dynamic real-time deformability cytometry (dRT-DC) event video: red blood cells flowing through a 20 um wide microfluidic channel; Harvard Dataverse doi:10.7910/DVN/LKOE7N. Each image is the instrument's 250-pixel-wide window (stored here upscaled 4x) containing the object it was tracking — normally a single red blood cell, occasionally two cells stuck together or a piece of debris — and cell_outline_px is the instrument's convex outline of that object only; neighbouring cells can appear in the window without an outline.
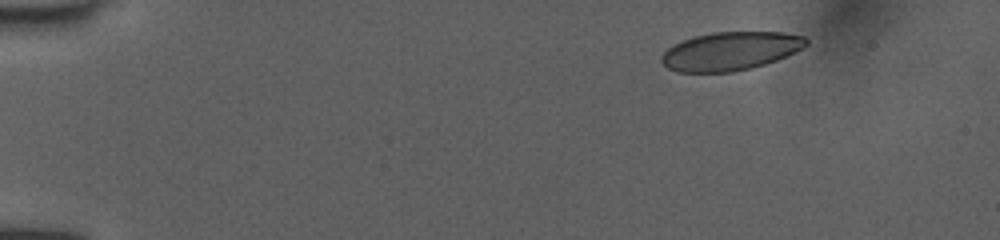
{"species": "human", "species_latin": "Homo sapiens", "temperature_condition": "room temperature", "stored_images_in_passage": 28, "camera_frame_rate_fps": 3000, "um_per_image_px": 0.085, "donor": {"sex": "female"}, "frame": {"image": 1, "passage_image": 1, "time_ms": 0.0, "image_size_px": [1000, 240], "cell_outline_px": [[808, 44], [776, 60], [752, 68], [732, 72], [680, 72], [668, 68], [660, 60], [660, 56], [668, 48], [692, 36], [712, 32], [780, 32], [804, 36], [808, 40]], "centroid_in_image_um": [62.05, 4.34], "position_along_channel_um": 22.9, "area_um2": 32.14}}
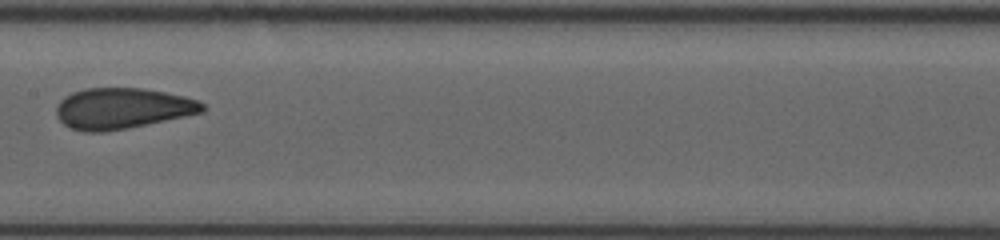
{"frame": {"image": 2, "passage_image": 14, "time_ms": 4.333, "image_size_px": [1000, 240], "cell_outline_px": [[208, 108], [204, 112], [128, 128], [104, 132], [84, 132], [68, 128], [56, 116], [56, 104], [64, 96], [72, 92], [84, 88], [144, 88], [184, 96], [200, 100]], "centroid_in_image_um": [10.38, 9.21], "position_along_channel_um": 197.0, "area_um2": 35.2}}
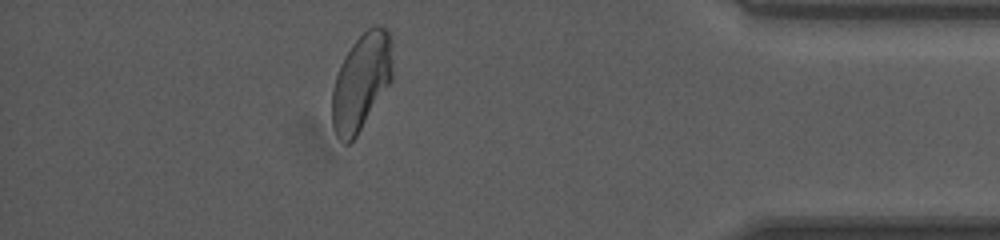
{"frame": {"image": 3, "passage_image": 26, "time_ms": 8.333, "image_size_px": [1000, 240], "cell_outline_px": [[392, 80], [356, 136], [348, 144], [344, 144], [336, 136], [332, 124], [332, 88], [340, 64], [344, 56], [352, 44], [372, 24], [380, 24], [388, 28], [392, 68]], "centroid_in_image_um": [30.69, 6.95], "position_along_channel_um": 404.5, "area_um2": 33.99}}